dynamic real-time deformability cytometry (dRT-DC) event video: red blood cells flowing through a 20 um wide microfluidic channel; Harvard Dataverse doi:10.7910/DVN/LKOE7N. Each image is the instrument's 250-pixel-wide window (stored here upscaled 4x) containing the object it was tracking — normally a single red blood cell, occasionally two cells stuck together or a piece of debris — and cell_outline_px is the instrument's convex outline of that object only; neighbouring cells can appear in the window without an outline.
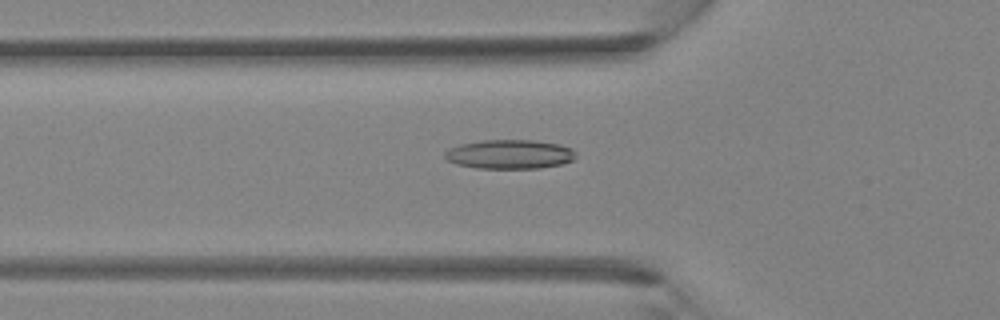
{"species": "Egyptian fruit bat (a non-hibernating species)", "species_latin": "Rousettus aegyptiacus", "temperature_condition": "room temperature", "stored_images_in_passage": 37, "camera_frame_rate_fps": 3000, "um_per_image_px": 0.085, "animal": {"sex": "female"}, "frame": {"image": 1, "passage_image": 10, "time_ms": 3.0, "image_size_px": [1000, 320], "cell_outline_px": [[576, 156], [572, 160], [564, 164], [540, 168], [476, 168], [456, 164], [448, 160], [444, 156], [444, 152], [448, 148], [460, 144], [484, 140], [532, 140], [560, 144], [572, 148], [576, 152]], "centroid_in_image_um": [43.33, 13.11], "position_along_channel_um": 82.5, "area_um2": 22.43}}
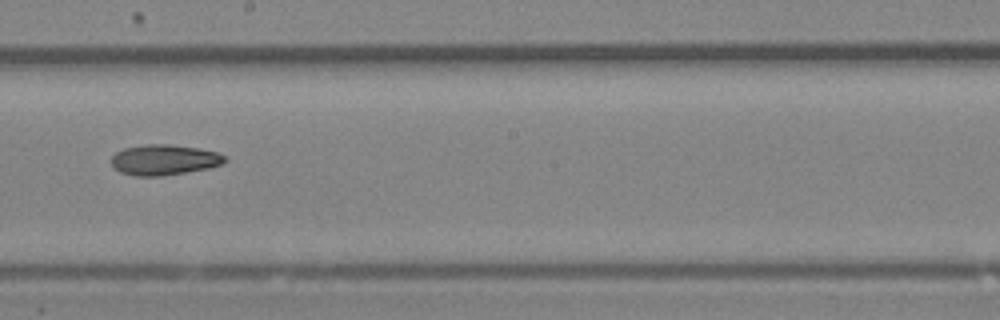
{"frame": {"image": 2, "passage_image": 19, "time_ms": 6.0, "image_size_px": [1000, 320], "cell_outline_px": [[228, 160], [220, 164], [208, 168], [160, 176], [132, 176], [120, 172], [112, 164], [112, 156], [116, 152], [124, 148], [148, 144], [168, 144], [200, 148], [220, 152], [228, 156]], "centroid_in_image_um": [13.99, 13.57], "position_along_channel_um": 234.2, "area_um2": 20.23}}
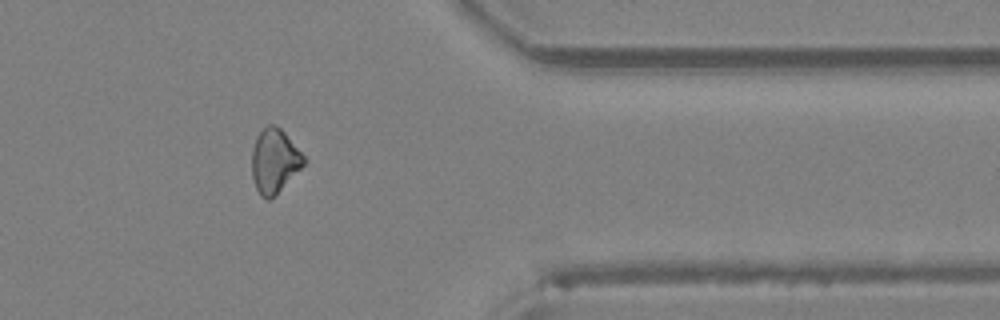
{"frame": {"image": 3, "passage_image": 29, "time_ms": 9.333, "image_size_px": [1000, 320], "cell_outline_px": [[308, 160], [268, 200], [264, 200], [260, 196], [256, 188], [252, 176], [252, 148], [256, 136], [268, 124], [272, 124], [280, 128], [284, 132]], "centroid_in_image_um": [23.3, 13.65], "position_along_channel_um": 388.1, "area_um2": 19.02}}